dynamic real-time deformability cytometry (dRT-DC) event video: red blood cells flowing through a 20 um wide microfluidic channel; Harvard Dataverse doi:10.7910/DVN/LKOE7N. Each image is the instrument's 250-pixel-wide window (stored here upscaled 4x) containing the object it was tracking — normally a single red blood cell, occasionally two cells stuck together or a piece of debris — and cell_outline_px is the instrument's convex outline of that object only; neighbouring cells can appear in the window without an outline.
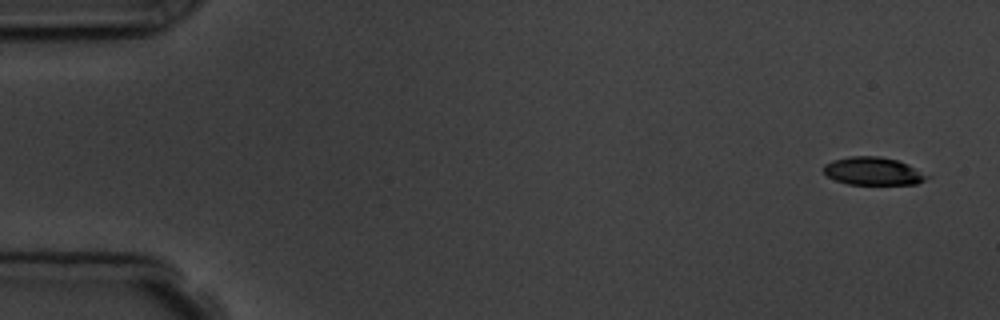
{"species": "common noctule bat (a hibernating species)", "species_latin": "Nyctalus noctula", "temperature_condition": "room temperature", "stored_images_in_passage": 6, "camera_frame_rate_fps": 3000, "um_per_image_px": 0.085, "animal": {"sex": "male", "body_mass_g": 19.5, "forearm_length_mm": 54.6}, "frame": {"image": 1, "passage_image": 1, "time_ms": 0.0, "image_size_px": [1000, 320], "cell_outline_px": [[932, 176], [916, 184], [848, 184], [836, 180], [828, 176], [824, 172], [824, 164], [832, 160], [848, 156], [880, 156], [896, 160], [908, 164]], "centroid_in_image_um": [74.23, 14.54], "position_along_channel_um": 10.8, "area_um2": 16.82}}
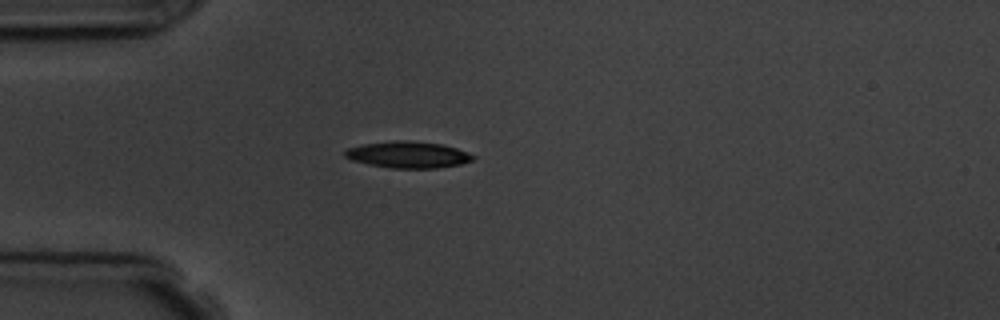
{"frame": {"image": 2, "passage_image": 5, "time_ms": 4.333, "image_size_px": [1000, 320], "cell_outline_px": [[476, 156], [472, 160], [460, 164], [436, 168], [392, 168], [368, 164], [352, 160], [344, 156], [344, 152], [348, 148], [364, 144], [392, 140], [412, 140], [440, 144], [456, 148], [468, 152]], "centroid_in_image_um": [34.68, 13.14], "position_along_channel_um": 50.3, "area_um2": 19.77}}